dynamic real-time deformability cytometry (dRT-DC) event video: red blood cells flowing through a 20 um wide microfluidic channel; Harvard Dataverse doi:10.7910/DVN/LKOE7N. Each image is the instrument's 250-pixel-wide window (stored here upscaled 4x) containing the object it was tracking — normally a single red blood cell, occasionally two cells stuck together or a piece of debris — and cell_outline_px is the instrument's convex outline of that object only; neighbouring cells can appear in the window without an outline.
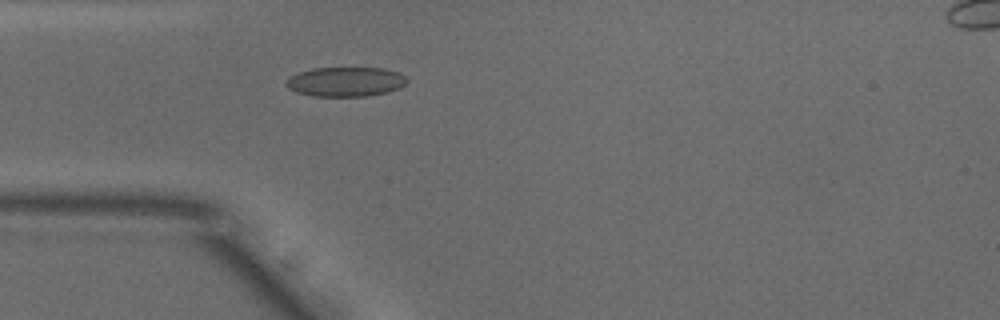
{"species": "common noctule bat (a hibernating species)", "species_latin": "Nyctalus noctula", "temperature_condition": "warm", "stored_images_in_passage": 29, "camera_frame_rate_fps": 3000, "um_per_image_px": 0.085, "animal": {"sex": "male", "body_mass_g": 18.8}, "frame": {"image": 1, "passage_image": 1, "time_ms": 0.0, "image_size_px": [1000, 320], "cell_outline_px": [[408, 80], [400, 88], [388, 92], [368, 96], [312, 96], [296, 92], [288, 88], [284, 84], [288, 76], [312, 68], [384, 68], [396, 72], [404, 76]], "centroid_in_image_um": [29.34, 6.95], "position_along_channel_um": 55.7, "area_um2": 20.87}}
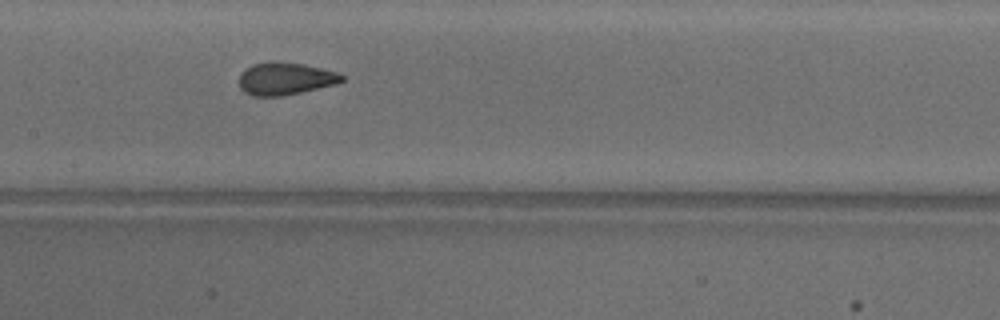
{"frame": {"image": 2, "passage_image": 11, "time_ms": 3.333, "image_size_px": [1000, 320], "cell_outline_px": [[344, 80], [336, 84], [284, 96], [252, 96], [244, 92], [240, 88], [240, 72], [244, 68], [252, 64], [272, 60], [304, 64], [340, 72], [344, 76]], "centroid_in_image_um": [24.24, 6.67], "position_along_channel_um": 183.2, "area_um2": 19.83}}
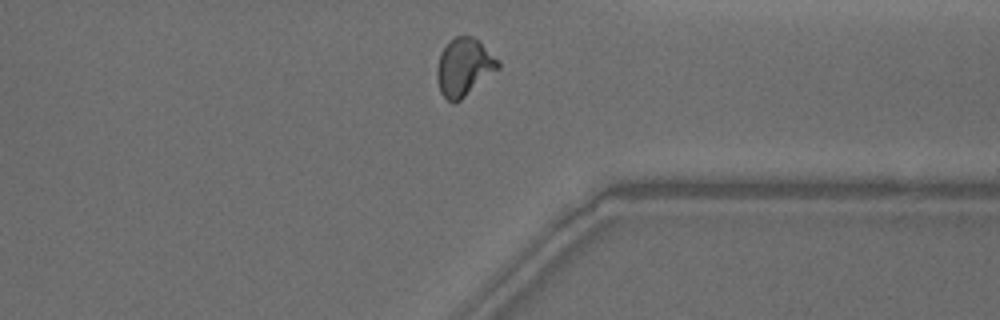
{"frame": {"image": 3, "passage_image": 26, "time_ms": 8.333, "image_size_px": [1000, 320], "cell_outline_px": [[500, 68], [460, 100], [452, 104], [440, 92], [436, 80], [436, 68], [440, 52], [448, 40], [456, 36], [472, 36], [480, 40], [500, 64]], "centroid_in_image_um": [39.41, 5.69], "position_along_channel_um": 372.0, "area_um2": 20.69}, "authors_computed_cell_mechanics": {"area_um2": 19.5942, "velocity_mm_per_s": 3.8696, "shape_relaxation_time_tau1_ms": 10.2334, "shape_relaxation_time_tau2_ms": 0.6867, "deformation_change_tau1": 0.2062, "deformation_change_tau2": 0.0564}}